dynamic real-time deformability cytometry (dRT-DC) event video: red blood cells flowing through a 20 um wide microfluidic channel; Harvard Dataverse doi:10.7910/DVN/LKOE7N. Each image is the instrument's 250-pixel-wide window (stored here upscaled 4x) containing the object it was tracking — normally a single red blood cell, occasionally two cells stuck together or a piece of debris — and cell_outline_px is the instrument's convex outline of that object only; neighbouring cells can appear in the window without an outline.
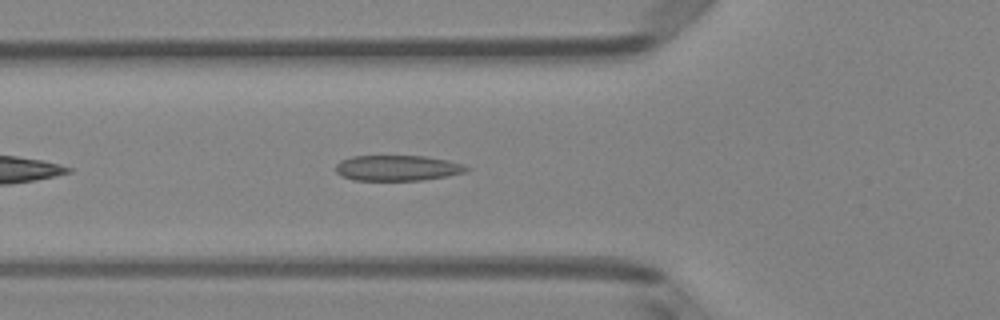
{"species": "Egyptian fruit bat (a non-hibernating species)", "species_latin": "Rousettus aegyptiacus", "temperature_condition": "room temperature", "stored_images_in_passage": 37, "camera_frame_rate_fps": 3000, "um_per_image_px": 0.085, "animal": {"sex": "female"}, "frame": {"image": 1, "passage_image": 7, "time_ms": 2.0, "image_size_px": [1000, 320], "cell_outline_px": [[472, 168], [468, 172], [448, 176], [424, 180], [352, 180], [336, 172], [336, 164], [340, 160], [352, 156], [424, 156], [448, 160], [464, 164]], "centroid_in_image_um": [33.84, 14.28], "position_along_channel_um": 92.0, "area_um2": 19.65}}
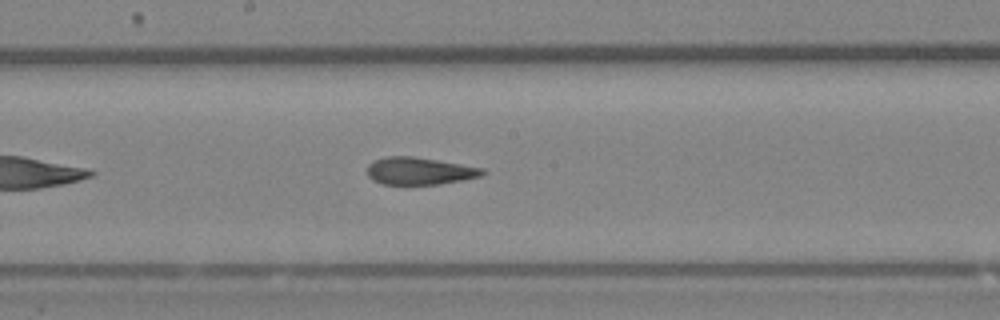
{"frame": {"image": 2, "passage_image": 16, "time_ms": 5.0, "image_size_px": [1000, 320], "cell_outline_px": [[488, 172], [480, 176], [440, 184], [380, 184], [372, 180], [368, 176], [368, 164], [372, 160], [384, 156], [412, 156], [484, 168]], "centroid_in_image_um": [35.62, 14.53], "position_along_channel_um": 212.6, "area_um2": 18.38}}
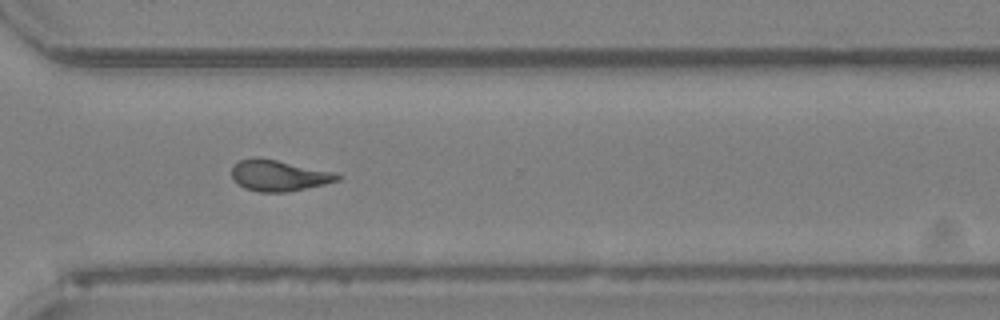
{"frame": {"image": 3, "passage_image": 26, "time_ms": 8.333, "image_size_px": [1000, 320], "cell_outline_px": [[344, 176], [340, 180], [324, 184], [288, 192], [260, 192], [244, 188], [232, 180], [232, 168], [240, 160], [252, 156], [256, 156], [336, 172]], "centroid_in_image_um": [23.71, 14.92], "position_along_channel_um": 346.9, "area_um2": 19.31}}